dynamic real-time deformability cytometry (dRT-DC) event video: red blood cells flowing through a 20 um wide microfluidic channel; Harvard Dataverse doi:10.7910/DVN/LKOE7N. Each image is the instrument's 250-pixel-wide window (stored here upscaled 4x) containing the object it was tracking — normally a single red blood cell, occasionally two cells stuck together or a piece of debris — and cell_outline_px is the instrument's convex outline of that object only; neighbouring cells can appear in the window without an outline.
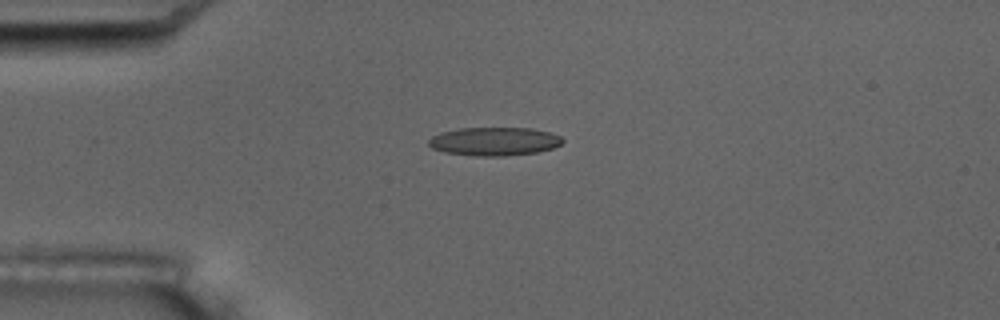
{"species": "common noctule bat (a hibernating species)", "species_latin": "Nyctalus noctula", "temperature_condition": "room temperature", "stored_images_in_passage": 4, "camera_frame_rate_fps": 3000, "um_per_image_px": 0.085, "animal": {"sex": "male", "body_mass_g": 17.5, "forearm_length_mm": 52.3}, "frame": {"image": 1, "passage_image": 4, "time_ms": 4.333, "image_size_px": [1000, 320], "cell_outline_px": [[564, 140], [560, 144], [552, 148], [536, 152], [504, 156], [476, 156], [444, 152], [432, 148], [428, 144], [428, 140], [432, 136], [440, 132], [460, 128], [532, 128], [548, 132], [560, 136]], "centroid_in_image_um": [41.98, 12.02], "position_along_channel_um": 43.0, "area_um2": 22.14}}